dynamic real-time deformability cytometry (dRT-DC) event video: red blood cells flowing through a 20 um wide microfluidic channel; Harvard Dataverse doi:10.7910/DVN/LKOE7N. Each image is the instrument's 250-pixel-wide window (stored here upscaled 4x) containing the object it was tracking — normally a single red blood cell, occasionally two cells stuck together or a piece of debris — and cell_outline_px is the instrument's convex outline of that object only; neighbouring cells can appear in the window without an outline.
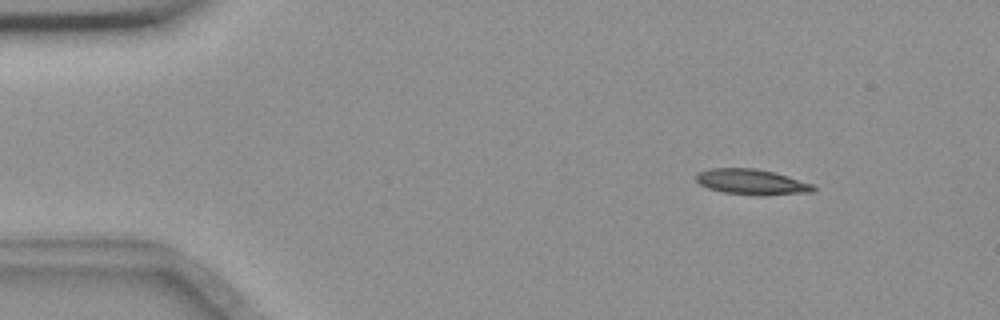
{"species": "common noctule bat (a hibernating species)", "species_latin": "Nyctalus noctula", "temperature_condition": "room temperature", "stored_images_in_passage": 52, "camera_frame_rate_fps": 3000, "um_per_image_px": 0.085, "animal": {"sex": "female", "body_mass_g": 18.4}, "frame": {"image": 1, "passage_image": 3, "time_ms": 0.667, "image_size_px": [1000, 320], "cell_outline_px": [[816, 188], [812, 192], [768, 196], [724, 192], [708, 188], [700, 184], [696, 180], [696, 172], [708, 168], [756, 168], [776, 172], [812, 184]], "centroid_in_image_um": [63.89, 15.45], "position_along_channel_um": 21.1, "area_um2": 17.57}}
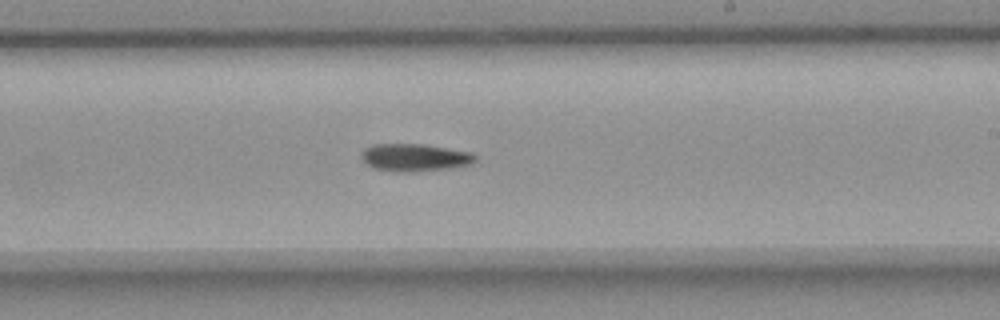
{"frame": {"image": 2, "passage_image": 29, "time_ms": 9.333, "image_size_px": [1000, 320], "cell_outline_px": [[476, 160], [472, 164], [452, 168], [416, 172], [396, 172], [372, 168], [360, 156], [360, 152], [364, 148], [372, 144], [424, 144], [472, 152], [476, 156]], "centroid_in_image_um": [35.25, 13.39], "position_along_channel_um": 253.7, "area_um2": 18.61}}
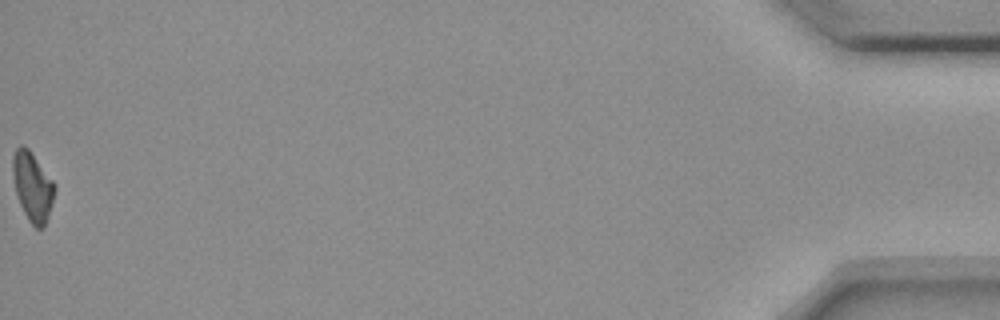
{"frame": {"image": 3, "passage_image": 52, "time_ms": 17.0, "image_size_px": [1000, 320], "cell_outline_px": [[56, 188], [48, 216], [44, 224], [40, 228], [36, 228], [28, 220], [16, 196], [12, 176], [12, 156], [16, 148], [20, 144], [24, 144], [28, 148], [56, 184]], "centroid_in_image_um": [2.74, 15.81], "position_along_channel_um": 432.5, "area_um2": 16.94}, "authors_computed_cell_mechanics": {"area_um2": 17.5134, "velocity_mm_per_s": 3.639, "shape_relaxation_time_tau1_ms": 5.0596, "shape_relaxation_time_tau2_ms": null, "deformation_change_tau1": 0.1598, "deformation_change_tau2": null}}